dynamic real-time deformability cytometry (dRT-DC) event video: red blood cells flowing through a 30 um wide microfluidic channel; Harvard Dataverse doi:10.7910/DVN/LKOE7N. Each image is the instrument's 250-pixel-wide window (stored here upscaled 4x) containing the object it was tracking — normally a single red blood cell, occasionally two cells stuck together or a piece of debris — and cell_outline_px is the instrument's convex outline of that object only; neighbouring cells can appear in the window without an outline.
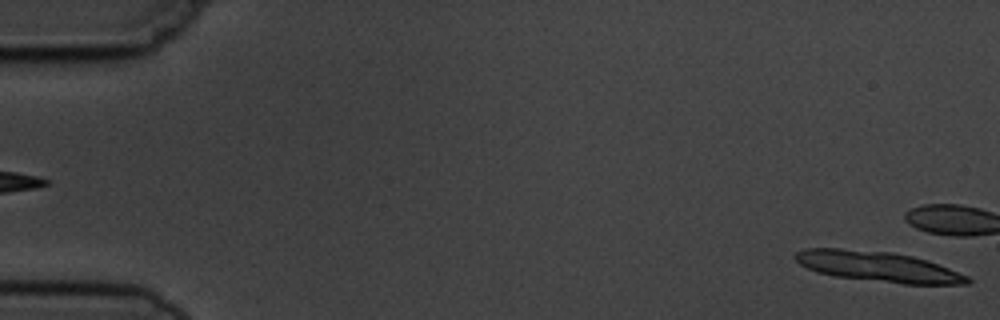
{"species": "common noctule bat (a hibernating species)", "species_latin": "Nyctalus noctula", "temperature_condition": "cold", "stored_images_in_passage": 4, "camera_frame_rate_fps": 3000, "um_per_image_px": 0.085, "animal": {"sex": "male", "body_mass_g": 19.5, "forearm_length_mm": 54.6}, "frame": {"image": 1, "passage_image": 4, "time_ms": 3.333, "image_size_px": [1000, 320], "cell_outline_px": [[972, 280], [968, 284], [904, 284], [836, 276], [816, 272], [800, 264], [792, 256], [796, 252], [804, 248], [840, 248], [892, 252], [912, 256], [948, 268], [968, 276]], "centroid_in_image_um": [74.59, 22.65], "position_along_channel_um": 10.4, "area_um2": 30.23}}